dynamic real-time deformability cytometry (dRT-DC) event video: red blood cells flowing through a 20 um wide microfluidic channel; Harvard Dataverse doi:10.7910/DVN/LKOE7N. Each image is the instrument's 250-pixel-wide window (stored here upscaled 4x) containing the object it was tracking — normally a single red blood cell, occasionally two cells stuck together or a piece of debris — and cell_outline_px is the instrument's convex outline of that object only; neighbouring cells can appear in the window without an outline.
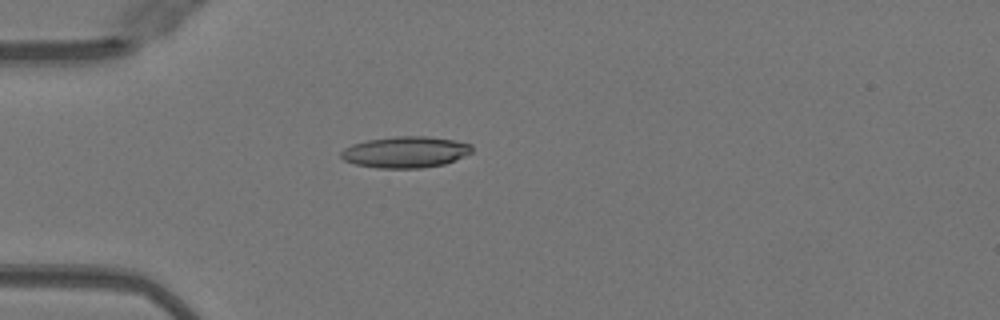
{"species": "Egyptian fruit bat (a non-hibernating species)", "species_latin": "Rousettus aegyptiacus", "temperature_condition": "warm", "stored_images_in_passage": 29, "camera_frame_rate_fps": 3000, "um_per_image_px": 0.085, "animal": {"sex": "female"}, "frame": {"image": 1, "passage_image": 4, "time_ms": 1.0, "image_size_px": [1000, 320], "cell_outline_px": [[472, 152], [464, 156], [444, 164], [420, 168], [376, 168], [356, 164], [344, 160], [340, 156], [340, 152], [344, 148], [352, 144], [368, 140], [396, 136], [428, 136], [452, 140], [472, 144]], "centroid_in_image_um": [34.45, 12.92], "position_along_channel_um": 50.5, "area_um2": 23.81}}
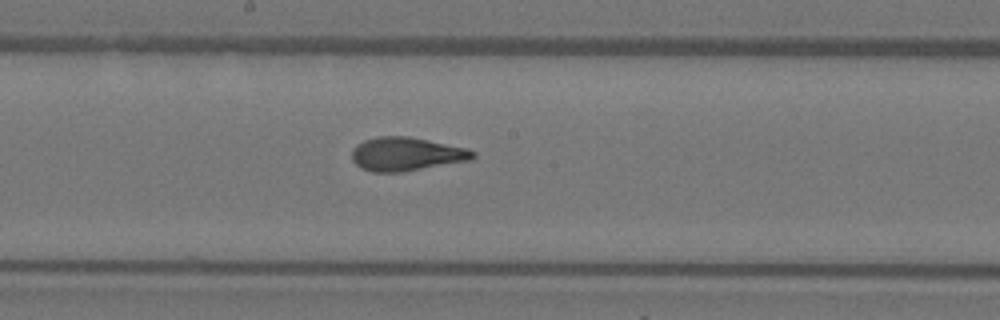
{"frame": {"image": 2, "passage_image": 17, "time_ms": 5.333, "image_size_px": [1000, 320], "cell_outline_px": [[476, 156], [472, 160], [400, 172], [372, 172], [360, 168], [352, 160], [352, 148], [356, 144], [364, 140], [376, 136], [408, 136], [428, 140], [464, 148], [476, 152]], "centroid_in_image_um": [34.5, 13.09], "position_along_channel_um": 213.7, "area_um2": 23.7}}
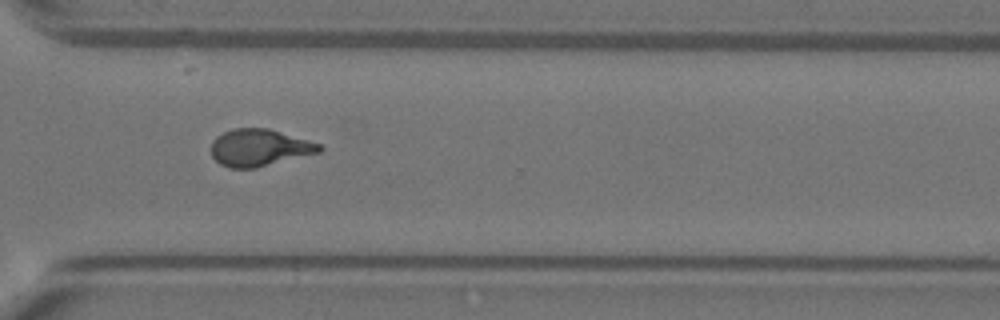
{"frame": {"image": 3, "passage_image": 27, "time_ms": 8.667, "image_size_px": [1000, 320], "cell_outline_px": [[324, 148], [320, 152], [256, 168], [228, 168], [220, 164], [212, 156], [212, 140], [216, 136], [232, 128], [268, 128], [308, 140], [320, 144]], "centroid_in_image_um": [22.03, 12.55], "position_along_channel_um": 348.6, "area_um2": 23.35}, "authors_computed_cell_mechanics": {"area_um2": 23.3512, "velocity_mm_per_s": 4.07, "shape_relaxation_time_tau1_ms": 6.1756, "shape_relaxation_time_tau2_ms": 0.9717, "deformation_change_tau1": 0.2491, "deformation_change_tau2": 0.0749}}